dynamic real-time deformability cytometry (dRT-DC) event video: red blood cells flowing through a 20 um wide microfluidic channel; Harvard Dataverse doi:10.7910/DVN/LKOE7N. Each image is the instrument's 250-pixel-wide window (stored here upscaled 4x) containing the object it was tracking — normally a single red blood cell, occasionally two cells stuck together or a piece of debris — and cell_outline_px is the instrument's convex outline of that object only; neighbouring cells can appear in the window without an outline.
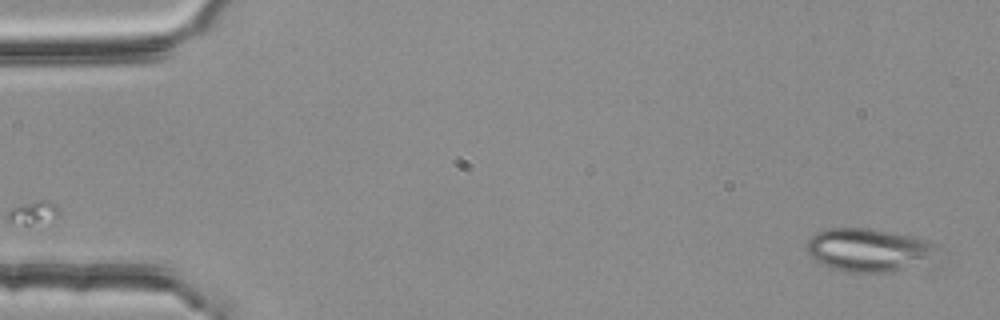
{"species": "common noctule bat (a hibernating species)", "species_latin": "Nyctalus noctula", "temperature_condition": "room temperature", "stored_images_in_passage": 53, "camera_frame_rate_fps": 3000, "um_per_image_px": 0.085, "animal": {"sex": "female", "body_mass_g": 25.1}, "frame": {"image": 1, "passage_image": 2, "time_ms": 0.333, "image_size_px": [1000, 320], "cell_outline_px": [[936, 248], [928, 256], [892, 272], [848, 272], [836, 268], [816, 260], [804, 248], [808, 240], [816, 232], [824, 228], [868, 228], [916, 236], [936, 244]], "centroid_in_image_um": [73.7, 21.19], "position_along_channel_um": 11.3, "area_um2": 31.67}}
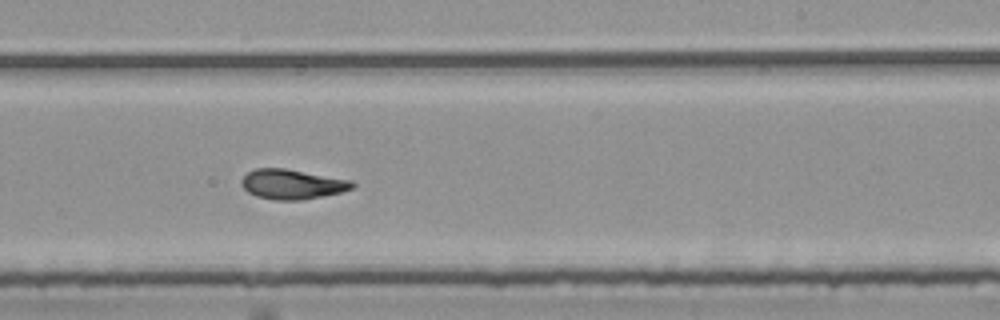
{"frame": {"image": 2, "passage_image": 33, "time_ms": 10.667, "image_size_px": [1000, 320], "cell_outline_px": [[356, 184], [352, 188], [340, 192], [300, 200], [276, 200], [256, 196], [248, 192], [240, 184], [240, 180], [248, 172], [256, 168], [284, 168], [352, 180]], "centroid_in_image_um": [24.81, 15.65], "position_along_channel_um": 264.2, "area_um2": 19.13}}
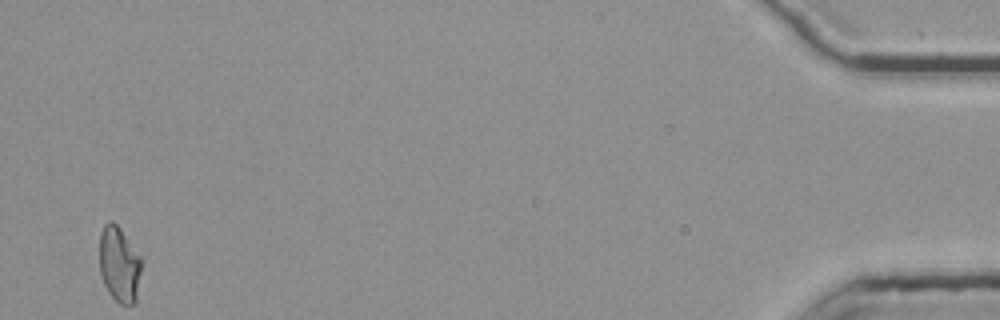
{"frame": {"image": 3, "passage_image": 53, "time_ms": 17.333, "image_size_px": [1000, 320], "cell_outline_px": [[144, 260], [136, 300], [132, 304], [120, 304], [108, 292], [100, 276], [100, 232], [104, 224], [108, 220], [112, 220], [120, 228]], "centroid_in_image_um": [10.16, 22.46], "position_along_channel_um": 425.0, "area_um2": 18.9}, "authors_computed_cell_mechanics": {"area_um2": 19.1318, "velocity_mm_per_s": 3.7553, "shape_relaxation_time_tau1_ms": null, "shape_relaxation_time_tau2_ms": 3.7491, "deformation_change_tau1": null, "deformation_change_tau2": 0.1038}}